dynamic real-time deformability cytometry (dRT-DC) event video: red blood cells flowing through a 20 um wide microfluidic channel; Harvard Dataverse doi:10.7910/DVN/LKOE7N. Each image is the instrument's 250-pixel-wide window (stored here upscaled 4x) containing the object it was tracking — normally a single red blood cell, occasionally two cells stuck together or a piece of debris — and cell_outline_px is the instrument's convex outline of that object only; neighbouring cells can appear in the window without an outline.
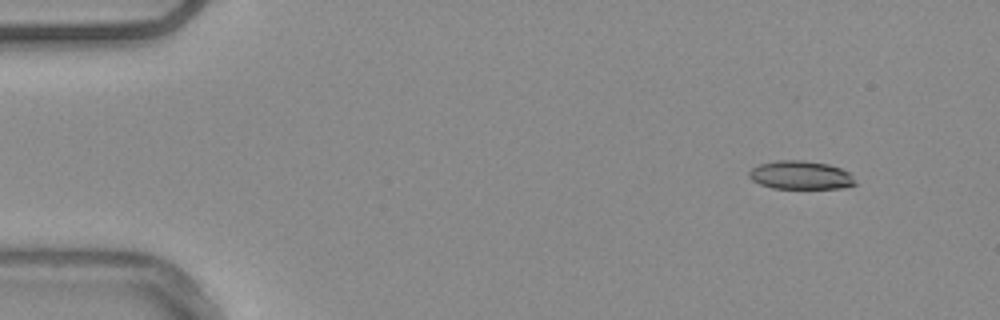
{"species": "common noctule bat (a hibernating species)", "species_latin": "Nyctalus noctula", "temperature_condition": "warm", "stored_images_in_passage": 50, "camera_frame_rate_fps": 3000, "um_per_image_px": 0.085, "animal": {"sex": "male", "body_mass_g": 20.4}, "frame": {"image": 1, "passage_image": 1, "time_ms": 0.0, "image_size_px": [1000, 320], "cell_outline_px": [[856, 184], [840, 188], [772, 188], [760, 184], [752, 180], [748, 176], [748, 172], [752, 168], [760, 164], [780, 160], [800, 160], [828, 164], [840, 168], [848, 172], [852, 176]], "centroid_in_image_um": [68.02, 14.89], "position_along_channel_um": 17.0, "area_um2": 17.4}}
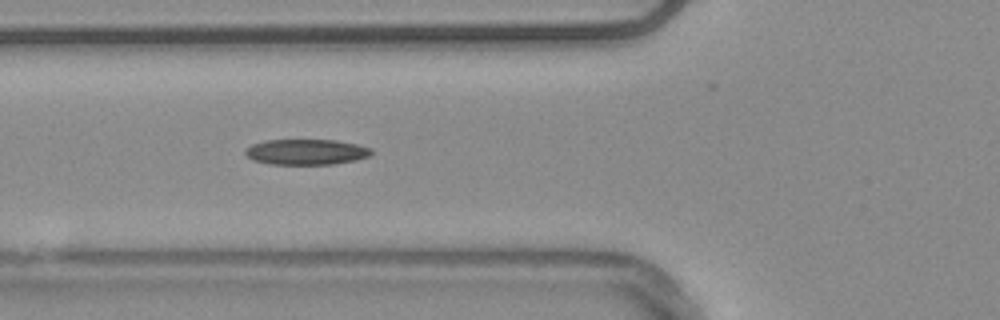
{"frame": {"image": 2, "passage_image": 16, "time_ms": 5.0, "image_size_px": [1000, 320], "cell_outline_px": [[372, 152], [368, 156], [356, 160], [332, 164], [268, 164], [252, 160], [244, 152], [252, 144], [268, 140], [336, 140], [356, 144], [372, 148]], "centroid_in_image_um": [26.03, 12.92], "position_along_channel_um": 99.8, "area_um2": 18.67}}
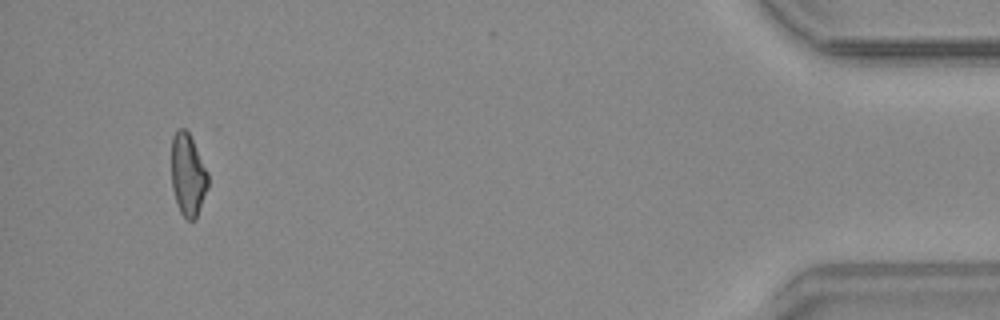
{"frame": {"image": 3, "passage_image": 47, "time_ms": 15.333, "image_size_px": [1000, 320], "cell_outline_px": [[208, 188], [196, 220], [188, 220], [180, 212], [176, 204], [172, 188], [172, 136], [176, 128], [184, 128], [188, 132], [208, 172]], "centroid_in_image_um": [15.97, 14.89], "position_along_channel_um": 419.2, "area_um2": 17.63}, "authors_computed_cell_mechanics": {"area_um2": 18.496, "velocity_mm_per_s": 3.794, "shape_relaxation_time_tau1_ms": 10.7923, "shape_relaxation_time_tau2_ms": null, "deformation_change_tau1": 0.2189, "deformation_change_tau2": null}}